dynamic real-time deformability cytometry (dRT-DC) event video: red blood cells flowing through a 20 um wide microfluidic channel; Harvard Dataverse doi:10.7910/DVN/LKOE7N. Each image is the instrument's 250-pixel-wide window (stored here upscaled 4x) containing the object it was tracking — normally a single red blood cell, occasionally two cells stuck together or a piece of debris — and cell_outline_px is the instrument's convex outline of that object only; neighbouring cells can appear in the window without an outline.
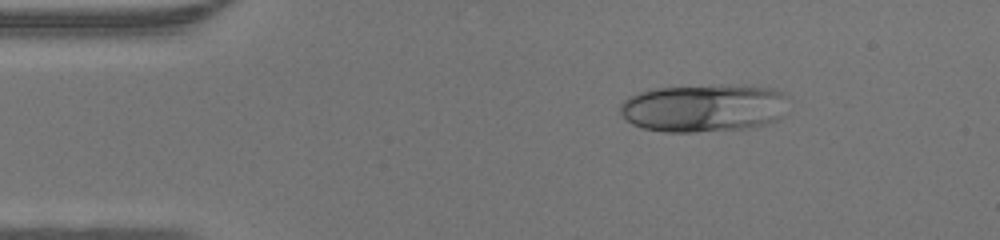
{"species": "human", "species_latin": "Homo sapiens", "temperature_condition": "warm", "stored_images_in_passage": 40, "camera_frame_rate_fps": 3000, "um_per_image_px": 0.085, "donor": {"sex": "male"}, "frame": {"image": 1, "passage_image": 1, "time_ms": 0.0, "image_size_px": [1000, 240], "cell_outline_px": [[784, 96], [780, 116], [776, 120], [764, 124], [748, 128], [696, 132], [664, 132], [644, 128], [632, 124], [620, 112], [620, 104], [628, 96], [652, 88], [720, 84], [772, 88], [780, 92]], "centroid_in_image_um": [59.73, 9.17], "position_along_channel_um": 25.3, "area_um2": 46.7}}
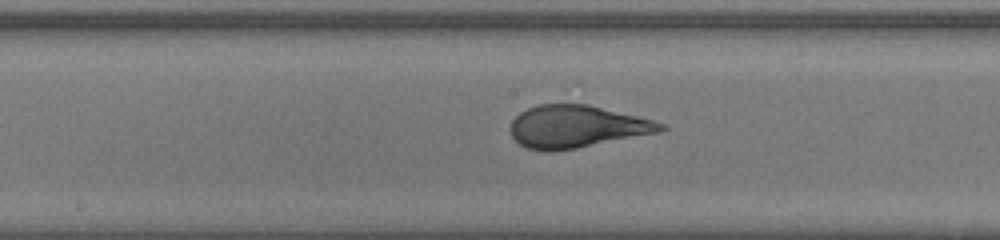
{"frame": {"image": 2, "passage_image": 17, "time_ms": 5.333, "image_size_px": [1000, 240], "cell_outline_px": [[668, 128], [660, 132], [576, 148], [552, 152], [548, 152], [524, 148], [512, 136], [508, 128], [512, 120], [520, 112], [536, 104], [588, 104], [652, 120], [664, 124]], "centroid_in_image_um": [48.97, 10.77], "position_along_channel_um": 199.2, "area_um2": 37.17}}
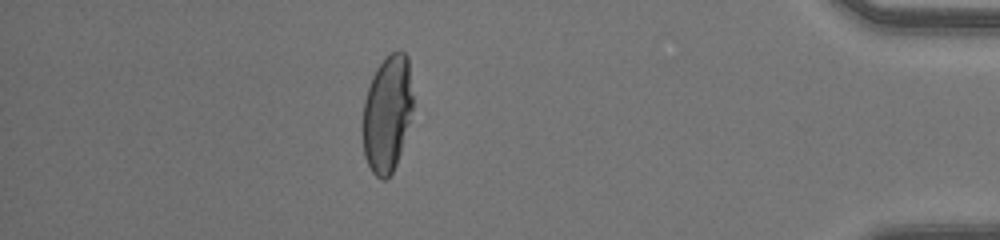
{"frame": {"image": 3, "passage_image": 34, "time_ms": 11.0, "image_size_px": [1000, 240], "cell_outline_px": [[412, 108], [400, 152], [396, 164], [392, 172], [384, 180], [380, 180], [372, 172], [364, 156], [364, 100], [372, 76], [376, 68], [392, 52], [400, 48], [408, 56], [412, 96]], "centroid_in_image_um": [32.91, 9.63], "position_along_channel_um": 402.3, "area_um2": 33.52}}